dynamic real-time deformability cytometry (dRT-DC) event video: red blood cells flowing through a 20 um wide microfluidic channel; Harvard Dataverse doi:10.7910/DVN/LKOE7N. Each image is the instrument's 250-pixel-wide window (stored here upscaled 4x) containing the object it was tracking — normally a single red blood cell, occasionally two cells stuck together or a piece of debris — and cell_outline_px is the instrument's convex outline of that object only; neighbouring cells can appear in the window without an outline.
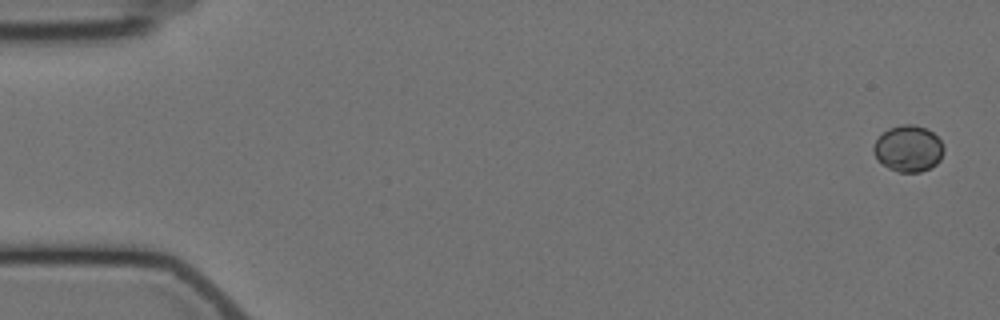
{"species": "Egyptian fruit bat (a non-hibernating species)", "species_latin": "Rousettus aegyptiacus", "temperature_condition": "cold", "stored_images_in_passage": 7, "camera_frame_rate_fps": 3000, "um_per_image_px": 0.085, "animal": {"sex": "female"}, "frame": {"image": 1, "passage_image": 1, "time_ms": 0.0, "image_size_px": [1000, 320], "cell_outline_px": [[944, 152], [940, 160], [936, 164], [920, 172], [900, 172], [888, 168], [876, 160], [872, 152], [872, 148], [876, 140], [888, 128], [904, 124], [912, 124], [924, 128], [932, 132], [940, 140], [944, 148]], "centroid_in_image_um": [77.18, 12.64], "position_along_channel_um": 7.8, "area_um2": 18.96}}
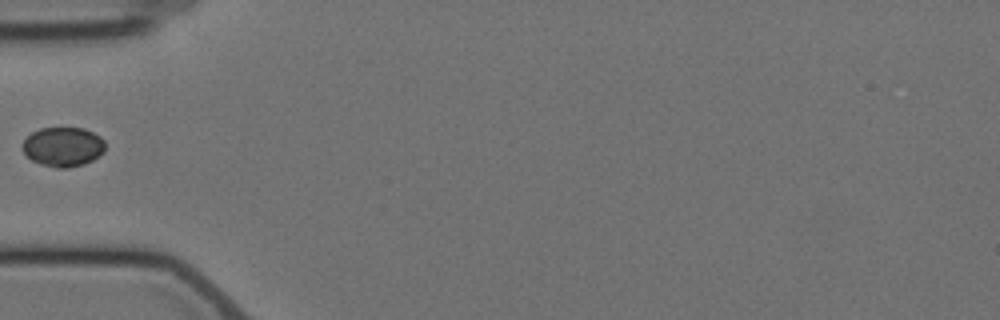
{"frame": {"image": 2, "passage_image": 6, "time_ms": 6.0, "image_size_px": [1000, 320], "cell_outline_px": [[104, 152], [92, 160], [84, 164], [68, 168], [56, 168], [40, 164], [32, 160], [24, 152], [24, 140], [32, 132], [40, 128], [84, 128], [100, 136], [104, 140]], "centroid_in_image_um": [5.38, 12.48], "position_along_channel_um": 79.6, "area_um2": 18.9}}
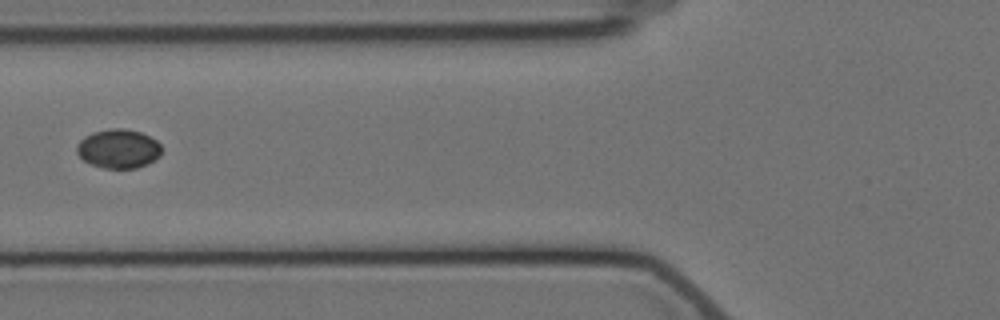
{"frame": {"image": 3, "passage_image": 7, "time_ms": 7.0, "image_size_px": [1000, 320], "cell_outline_px": [[160, 156], [148, 164], [136, 168], [104, 168], [92, 164], [84, 160], [76, 152], [76, 144], [84, 136], [92, 132], [112, 128], [124, 128], [140, 132], [156, 140], [160, 144]], "centroid_in_image_um": [10.05, 12.63], "position_along_channel_um": 115.7, "area_um2": 19.31}}